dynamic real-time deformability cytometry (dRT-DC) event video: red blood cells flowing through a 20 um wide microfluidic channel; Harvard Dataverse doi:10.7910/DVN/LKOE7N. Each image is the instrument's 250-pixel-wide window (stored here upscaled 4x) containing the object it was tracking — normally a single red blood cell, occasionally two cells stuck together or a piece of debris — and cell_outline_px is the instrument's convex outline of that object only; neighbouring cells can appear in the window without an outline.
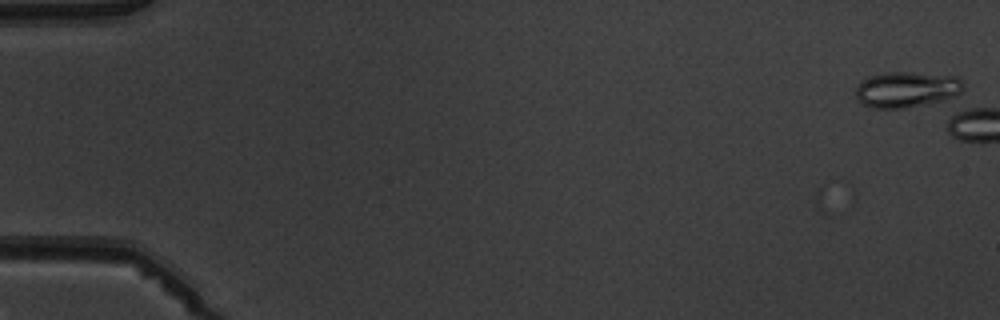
{"species": "common noctule bat (a hibernating species)", "species_latin": "Nyctalus noctula", "temperature_condition": "warm", "stored_images_in_passage": 2, "camera_frame_rate_fps": 3000, "um_per_image_px": 0.085, "animal": {"sex": "male", "body_mass_g": 19.5, "forearm_length_mm": 54.6}, "frame": {"image": 1, "passage_image": 2, "time_ms": 1.0, "image_size_px": [1000, 320], "cell_outline_px": [[964, 88], [956, 100], [904, 108], [872, 108], [856, 100], [856, 88], [868, 76], [888, 72], [912, 72], [960, 76], [964, 84]], "centroid_in_image_um": [77.19, 7.62], "position_along_channel_um": 7.8, "area_um2": 23.24}}